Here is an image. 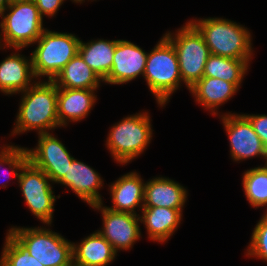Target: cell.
<instances>
[{
  "label": "cell",
  "mask_w": 267,
  "mask_h": 266,
  "mask_svg": "<svg viewBox=\"0 0 267 266\" xmlns=\"http://www.w3.org/2000/svg\"><path fill=\"white\" fill-rule=\"evenodd\" d=\"M248 63L249 60L210 54L205 64L203 76L219 78L234 83L239 88L247 71Z\"/></svg>",
  "instance_id": "24"
},
{
  "label": "cell",
  "mask_w": 267,
  "mask_h": 266,
  "mask_svg": "<svg viewBox=\"0 0 267 266\" xmlns=\"http://www.w3.org/2000/svg\"><path fill=\"white\" fill-rule=\"evenodd\" d=\"M116 253L113 246L99 232L91 234L79 245H72L75 266H106L114 260Z\"/></svg>",
  "instance_id": "18"
},
{
  "label": "cell",
  "mask_w": 267,
  "mask_h": 266,
  "mask_svg": "<svg viewBox=\"0 0 267 266\" xmlns=\"http://www.w3.org/2000/svg\"><path fill=\"white\" fill-rule=\"evenodd\" d=\"M242 184L247 200L253 207L267 205V164L246 171Z\"/></svg>",
  "instance_id": "25"
},
{
  "label": "cell",
  "mask_w": 267,
  "mask_h": 266,
  "mask_svg": "<svg viewBox=\"0 0 267 266\" xmlns=\"http://www.w3.org/2000/svg\"><path fill=\"white\" fill-rule=\"evenodd\" d=\"M164 36L174 46L182 81L190 89L203 77L205 64L210 55L209 47L191 22L178 30L175 38L170 32Z\"/></svg>",
  "instance_id": "7"
},
{
  "label": "cell",
  "mask_w": 267,
  "mask_h": 266,
  "mask_svg": "<svg viewBox=\"0 0 267 266\" xmlns=\"http://www.w3.org/2000/svg\"><path fill=\"white\" fill-rule=\"evenodd\" d=\"M13 0H0V15L4 14L6 8L12 3Z\"/></svg>",
  "instance_id": "30"
},
{
  "label": "cell",
  "mask_w": 267,
  "mask_h": 266,
  "mask_svg": "<svg viewBox=\"0 0 267 266\" xmlns=\"http://www.w3.org/2000/svg\"><path fill=\"white\" fill-rule=\"evenodd\" d=\"M11 12L3 17L0 27L2 28L5 47L22 49L36 42L42 32L43 18L33 0H13L6 8Z\"/></svg>",
  "instance_id": "8"
},
{
  "label": "cell",
  "mask_w": 267,
  "mask_h": 266,
  "mask_svg": "<svg viewBox=\"0 0 267 266\" xmlns=\"http://www.w3.org/2000/svg\"><path fill=\"white\" fill-rule=\"evenodd\" d=\"M101 210L103 215V230L98 231L117 252L122 249H129L140 238L139 214L120 212L103 207L102 202L91 205Z\"/></svg>",
  "instance_id": "12"
},
{
  "label": "cell",
  "mask_w": 267,
  "mask_h": 266,
  "mask_svg": "<svg viewBox=\"0 0 267 266\" xmlns=\"http://www.w3.org/2000/svg\"><path fill=\"white\" fill-rule=\"evenodd\" d=\"M101 78L77 53L55 77L57 88L96 90Z\"/></svg>",
  "instance_id": "21"
},
{
  "label": "cell",
  "mask_w": 267,
  "mask_h": 266,
  "mask_svg": "<svg viewBox=\"0 0 267 266\" xmlns=\"http://www.w3.org/2000/svg\"><path fill=\"white\" fill-rule=\"evenodd\" d=\"M186 189L168 178L157 177L145 183L142 207H166L182 209L186 198Z\"/></svg>",
  "instance_id": "15"
},
{
  "label": "cell",
  "mask_w": 267,
  "mask_h": 266,
  "mask_svg": "<svg viewBox=\"0 0 267 266\" xmlns=\"http://www.w3.org/2000/svg\"><path fill=\"white\" fill-rule=\"evenodd\" d=\"M222 120L229 137L233 160L239 161L258 155L267 159V149L245 114H227Z\"/></svg>",
  "instance_id": "11"
},
{
  "label": "cell",
  "mask_w": 267,
  "mask_h": 266,
  "mask_svg": "<svg viewBox=\"0 0 267 266\" xmlns=\"http://www.w3.org/2000/svg\"><path fill=\"white\" fill-rule=\"evenodd\" d=\"M148 53L126 40H116L112 68L104 80L109 84L127 83L144 75Z\"/></svg>",
  "instance_id": "13"
},
{
  "label": "cell",
  "mask_w": 267,
  "mask_h": 266,
  "mask_svg": "<svg viewBox=\"0 0 267 266\" xmlns=\"http://www.w3.org/2000/svg\"><path fill=\"white\" fill-rule=\"evenodd\" d=\"M13 134L37 129L38 134L59 127L57 86L53 81L35 83L24 91Z\"/></svg>",
  "instance_id": "2"
},
{
  "label": "cell",
  "mask_w": 267,
  "mask_h": 266,
  "mask_svg": "<svg viewBox=\"0 0 267 266\" xmlns=\"http://www.w3.org/2000/svg\"><path fill=\"white\" fill-rule=\"evenodd\" d=\"M7 164L18 178L26 204L43 223L51 224L54 202L51 178L28 160L26 148L7 146L0 152V164ZM17 171V172H16ZM20 171V172H18Z\"/></svg>",
  "instance_id": "1"
},
{
  "label": "cell",
  "mask_w": 267,
  "mask_h": 266,
  "mask_svg": "<svg viewBox=\"0 0 267 266\" xmlns=\"http://www.w3.org/2000/svg\"><path fill=\"white\" fill-rule=\"evenodd\" d=\"M73 1L76 2V3H77V2H80V3H81V2L84 1V0H73Z\"/></svg>",
  "instance_id": "31"
},
{
  "label": "cell",
  "mask_w": 267,
  "mask_h": 266,
  "mask_svg": "<svg viewBox=\"0 0 267 266\" xmlns=\"http://www.w3.org/2000/svg\"><path fill=\"white\" fill-rule=\"evenodd\" d=\"M107 147L114 159L122 164L141 154L152 139L148 113L135 114L114 125L108 134Z\"/></svg>",
  "instance_id": "9"
},
{
  "label": "cell",
  "mask_w": 267,
  "mask_h": 266,
  "mask_svg": "<svg viewBox=\"0 0 267 266\" xmlns=\"http://www.w3.org/2000/svg\"><path fill=\"white\" fill-rule=\"evenodd\" d=\"M9 233L44 266H71L73 264V243L52 230L11 228Z\"/></svg>",
  "instance_id": "6"
},
{
  "label": "cell",
  "mask_w": 267,
  "mask_h": 266,
  "mask_svg": "<svg viewBox=\"0 0 267 266\" xmlns=\"http://www.w3.org/2000/svg\"><path fill=\"white\" fill-rule=\"evenodd\" d=\"M95 101L94 90L57 88V115L60 126L66 125L67 120L83 119Z\"/></svg>",
  "instance_id": "16"
},
{
  "label": "cell",
  "mask_w": 267,
  "mask_h": 266,
  "mask_svg": "<svg viewBox=\"0 0 267 266\" xmlns=\"http://www.w3.org/2000/svg\"><path fill=\"white\" fill-rule=\"evenodd\" d=\"M144 78L157 102L163 106L182 80L179 62L172 43L165 37L159 41L146 60Z\"/></svg>",
  "instance_id": "4"
},
{
  "label": "cell",
  "mask_w": 267,
  "mask_h": 266,
  "mask_svg": "<svg viewBox=\"0 0 267 266\" xmlns=\"http://www.w3.org/2000/svg\"><path fill=\"white\" fill-rule=\"evenodd\" d=\"M39 10L41 17L43 15L54 16L64 0H33Z\"/></svg>",
  "instance_id": "29"
},
{
  "label": "cell",
  "mask_w": 267,
  "mask_h": 266,
  "mask_svg": "<svg viewBox=\"0 0 267 266\" xmlns=\"http://www.w3.org/2000/svg\"><path fill=\"white\" fill-rule=\"evenodd\" d=\"M267 149V115H245Z\"/></svg>",
  "instance_id": "28"
},
{
  "label": "cell",
  "mask_w": 267,
  "mask_h": 266,
  "mask_svg": "<svg viewBox=\"0 0 267 266\" xmlns=\"http://www.w3.org/2000/svg\"><path fill=\"white\" fill-rule=\"evenodd\" d=\"M113 206L109 209L136 214L134 209L144 202L145 184L137 173L123 175L110 186Z\"/></svg>",
  "instance_id": "19"
},
{
  "label": "cell",
  "mask_w": 267,
  "mask_h": 266,
  "mask_svg": "<svg viewBox=\"0 0 267 266\" xmlns=\"http://www.w3.org/2000/svg\"><path fill=\"white\" fill-rule=\"evenodd\" d=\"M30 61V62H29ZM13 54L0 63V90L5 94L24 92L35 78L32 59Z\"/></svg>",
  "instance_id": "17"
},
{
  "label": "cell",
  "mask_w": 267,
  "mask_h": 266,
  "mask_svg": "<svg viewBox=\"0 0 267 266\" xmlns=\"http://www.w3.org/2000/svg\"><path fill=\"white\" fill-rule=\"evenodd\" d=\"M28 160L44 171L51 182L58 183L67 173V169L75 159L70 156L66 147L53 135L40 133L38 147L28 150Z\"/></svg>",
  "instance_id": "10"
},
{
  "label": "cell",
  "mask_w": 267,
  "mask_h": 266,
  "mask_svg": "<svg viewBox=\"0 0 267 266\" xmlns=\"http://www.w3.org/2000/svg\"><path fill=\"white\" fill-rule=\"evenodd\" d=\"M190 22L202 34L210 54L233 59H251V35L245 27L221 18Z\"/></svg>",
  "instance_id": "3"
},
{
  "label": "cell",
  "mask_w": 267,
  "mask_h": 266,
  "mask_svg": "<svg viewBox=\"0 0 267 266\" xmlns=\"http://www.w3.org/2000/svg\"><path fill=\"white\" fill-rule=\"evenodd\" d=\"M115 47L116 40L100 39L89 43H83L80 40L78 53L85 63L104 81L112 68Z\"/></svg>",
  "instance_id": "23"
},
{
  "label": "cell",
  "mask_w": 267,
  "mask_h": 266,
  "mask_svg": "<svg viewBox=\"0 0 267 266\" xmlns=\"http://www.w3.org/2000/svg\"><path fill=\"white\" fill-rule=\"evenodd\" d=\"M140 221L146 225L149 238L159 242L168 239L178 227L182 209L166 207H141Z\"/></svg>",
  "instance_id": "20"
},
{
  "label": "cell",
  "mask_w": 267,
  "mask_h": 266,
  "mask_svg": "<svg viewBox=\"0 0 267 266\" xmlns=\"http://www.w3.org/2000/svg\"><path fill=\"white\" fill-rule=\"evenodd\" d=\"M31 55L35 77L48 76L53 81L63 67L78 53L80 39L73 34L44 30L36 40Z\"/></svg>",
  "instance_id": "5"
},
{
  "label": "cell",
  "mask_w": 267,
  "mask_h": 266,
  "mask_svg": "<svg viewBox=\"0 0 267 266\" xmlns=\"http://www.w3.org/2000/svg\"><path fill=\"white\" fill-rule=\"evenodd\" d=\"M196 97V101L215 113L218 105L230 99L238 90L234 83L226 82L219 78L203 76L189 89ZM215 109V110H213Z\"/></svg>",
  "instance_id": "22"
},
{
  "label": "cell",
  "mask_w": 267,
  "mask_h": 266,
  "mask_svg": "<svg viewBox=\"0 0 267 266\" xmlns=\"http://www.w3.org/2000/svg\"><path fill=\"white\" fill-rule=\"evenodd\" d=\"M68 186L82 200L90 206L101 203L102 198L98 189L102 187V179L90 166L74 159L67 169V173L58 182Z\"/></svg>",
  "instance_id": "14"
},
{
  "label": "cell",
  "mask_w": 267,
  "mask_h": 266,
  "mask_svg": "<svg viewBox=\"0 0 267 266\" xmlns=\"http://www.w3.org/2000/svg\"><path fill=\"white\" fill-rule=\"evenodd\" d=\"M251 242L248 248L250 256H256L267 261V213L261 218L253 230Z\"/></svg>",
  "instance_id": "27"
},
{
  "label": "cell",
  "mask_w": 267,
  "mask_h": 266,
  "mask_svg": "<svg viewBox=\"0 0 267 266\" xmlns=\"http://www.w3.org/2000/svg\"><path fill=\"white\" fill-rule=\"evenodd\" d=\"M0 259V266H44L36 258L31 256L10 233L7 234L6 242Z\"/></svg>",
  "instance_id": "26"
}]
</instances>
